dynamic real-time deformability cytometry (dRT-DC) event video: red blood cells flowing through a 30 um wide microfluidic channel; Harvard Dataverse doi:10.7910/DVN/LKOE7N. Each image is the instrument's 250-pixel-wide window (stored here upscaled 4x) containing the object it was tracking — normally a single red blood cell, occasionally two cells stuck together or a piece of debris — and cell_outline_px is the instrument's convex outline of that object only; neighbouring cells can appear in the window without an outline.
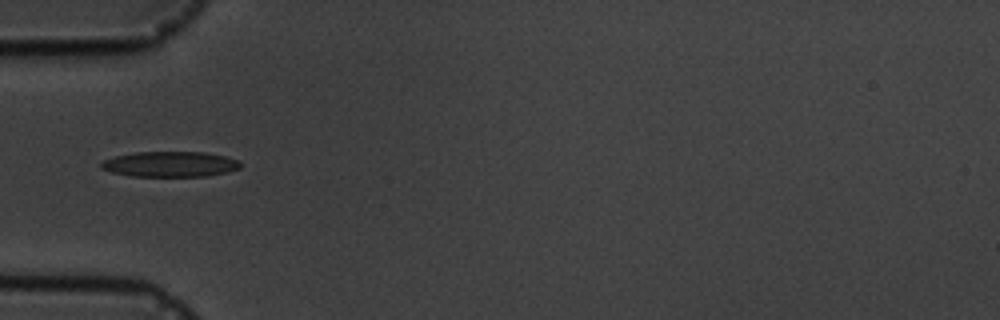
{"species": "common noctule bat (a hibernating species)", "species_latin": "Nyctalus noctula", "temperature_condition": "cold", "stored_images_in_passage": 12, "camera_frame_rate_fps": 3000, "um_per_image_px": 0.085, "animal": {"sex": "male", "body_mass_g": 19.5, "forearm_length_mm": 54.6}, "frame": {"image": 1, "passage_image": 1, "time_ms": 0.0, "image_size_px": [1000, 320], "cell_outline_px": [[240, 168], [228, 172], [208, 176], [132, 176], [112, 172], [100, 168], [100, 164], [104, 160], [116, 156], [136, 152], [204, 152], [224, 156], [240, 160]], "centroid_in_image_um": [14.48, 13.95], "position_along_channel_um": 70.5, "area_um2": 20.58}}
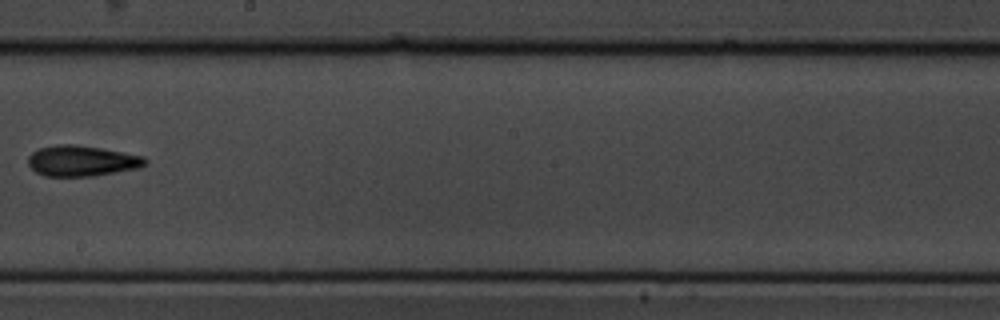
{"frame": {"image": 2, "passage_image": 5, "time_ms": 4.667, "image_size_px": [1000, 320], "cell_outline_px": [[148, 164], [140, 168], [92, 176], [44, 176], [36, 172], [28, 164], [28, 156], [32, 152], [40, 148], [56, 144], [72, 144], [100, 148], [144, 156], [148, 160]], "centroid_in_image_um": [6.97, 13.67], "position_along_channel_um": 241.2, "area_um2": 20.98}}
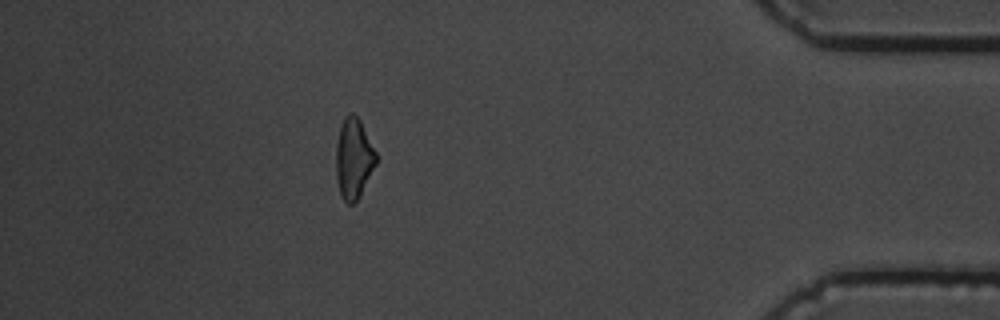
{"frame": {"image": 3, "passage_image": 10, "time_ms": 10.333, "image_size_px": [1000, 320], "cell_outline_px": [[376, 164], [356, 200], [352, 204], [348, 204], [340, 196], [336, 176], [336, 144], [340, 128], [344, 116], [348, 112], [352, 112], [360, 120], [376, 152]], "centroid_in_image_um": [30.04, 13.44], "position_along_channel_um": 405.2, "area_um2": 18.55}, "authors_computed_cell_mechanics": {"area_um2": 19.3919, "velocity_mm_per_s": 3.6654, "shape_relaxation_time_tau1_ms": 3.6595, "shape_relaxation_time_tau2_ms": 5.1651, "deformation_change_tau1": 0.1372, "deformation_change_tau2": 0.1634}}